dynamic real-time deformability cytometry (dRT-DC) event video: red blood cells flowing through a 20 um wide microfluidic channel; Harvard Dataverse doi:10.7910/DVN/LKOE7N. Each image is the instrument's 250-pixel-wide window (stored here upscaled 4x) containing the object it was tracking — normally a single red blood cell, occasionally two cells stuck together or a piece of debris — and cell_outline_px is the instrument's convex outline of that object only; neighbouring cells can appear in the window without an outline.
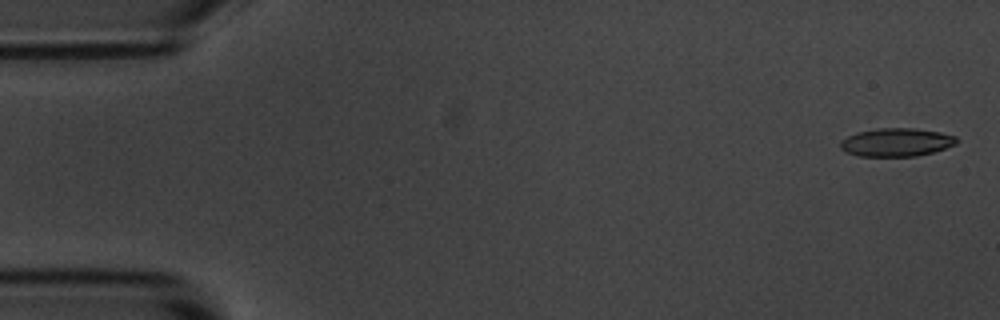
{"species": "common noctule bat (a hibernating species)", "species_latin": "Nyctalus noctula", "temperature_condition": "room temperature", "stored_images_in_passage": 55, "camera_frame_rate_fps": 3000, "um_per_image_px": 0.085, "animal": {"sex": "male", "body_mass_g": 20.1, "forearm_length_mm": 53.5}, "frame": {"image": 1, "passage_image": 2, "time_ms": 0.333, "image_size_px": [1000, 320], "cell_outline_px": [[956, 144], [932, 152], [916, 156], [856, 156], [844, 152], [840, 148], [840, 140], [856, 132], [876, 128], [916, 128], [940, 132], [956, 136]], "centroid_in_image_um": [76.13, 12.09], "position_along_channel_um": 8.9, "area_um2": 19.25}}
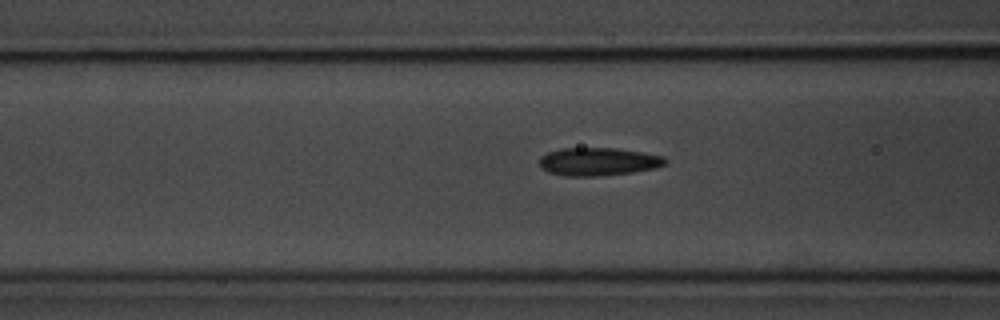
{"frame": {"image": 2, "passage_image": 21, "time_ms": 6.667, "image_size_px": [1000, 320], "cell_outline_px": [[668, 164], [656, 168], [632, 172], [600, 176], [564, 176], [548, 172], [540, 168], [540, 156], [548, 152], [560, 148], [616, 148], [664, 156], [668, 160]], "centroid_in_image_um": [50.86, 13.74], "position_along_channel_um": 115.7, "area_um2": 20.75}}
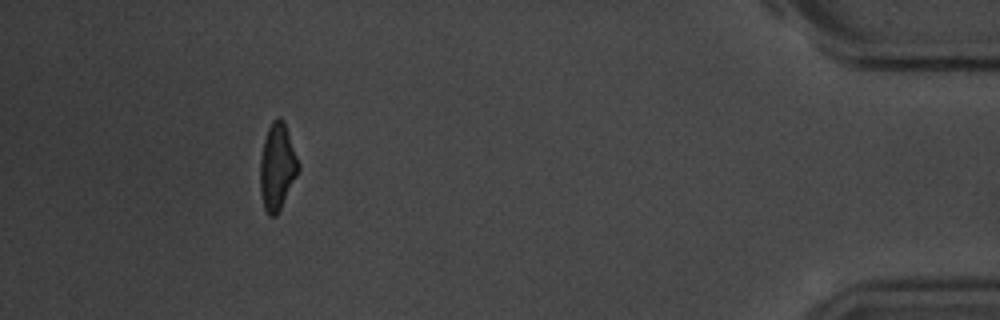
{"frame": {"image": 3, "passage_image": 50, "time_ms": 16.333, "image_size_px": [1000, 320], "cell_outline_px": [[300, 168], [276, 216], [268, 216], [264, 208], [260, 192], [260, 156], [264, 140], [268, 128], [272, 120], [276, 116], [280, 116], [284, 120], [300, 164]], "centroid_in_image_um": [23.56, 14.13], "position_along_channel_um": 411.6, "area_um2": 19.36}, "authors_computed_cell_mechanics": {"area_um2": 19.652, "velocity_mm_per_s": 3.6911, "shape_relaxation_time_tau1_ms": 3.5297, "shape_relaxation_time_tau2_ms": 2.2108, "deformation_change_tau1": 0.1426, "deformation_change_tau2": 0.1121}}